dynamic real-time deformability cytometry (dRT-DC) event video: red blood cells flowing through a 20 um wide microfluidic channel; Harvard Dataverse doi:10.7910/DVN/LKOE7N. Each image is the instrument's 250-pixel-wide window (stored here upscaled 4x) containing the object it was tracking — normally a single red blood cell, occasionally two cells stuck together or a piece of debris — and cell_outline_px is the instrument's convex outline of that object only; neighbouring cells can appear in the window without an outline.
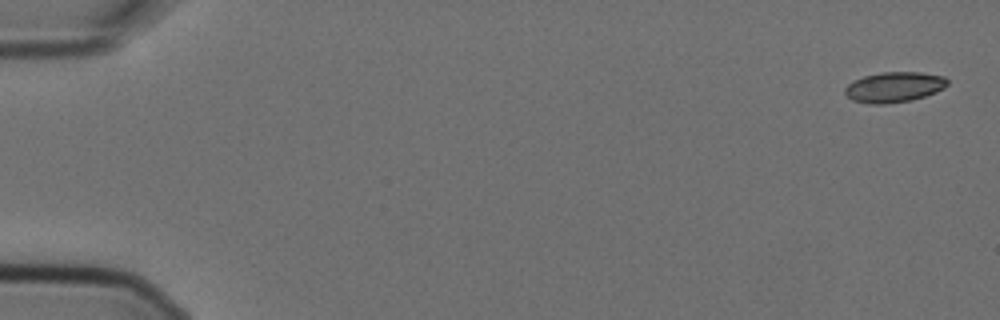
{"species": "Egyptian fruit bat (a non-hibernating species)", "species_latin": "Rousettus aegyptiacus", "temperature_condition": "cold", "stored_images_in_passage": 6, "camera_frame_rate_fps": 3000, "um_per_image_px": 0.085, "animal": {"sex": "female"}, "frame": {"image": 1, "passage_image": 1, "time_ms": 0.0, "image_size_px": [1000, 320], "cell_outline_px": [[948, 84], [944, 88], [936, 92], [912, 100], [884, 104], [868, 104], [852, 100], [844, 92], [844, 88], [848, 84], [864, 76], [880, 72], [920, 72], [944, 76], [948, 80]], "centroid_in_image_um": [76.01, 7.4], "position_along_channel_um": 9.0, "area_um2": 18.15}}
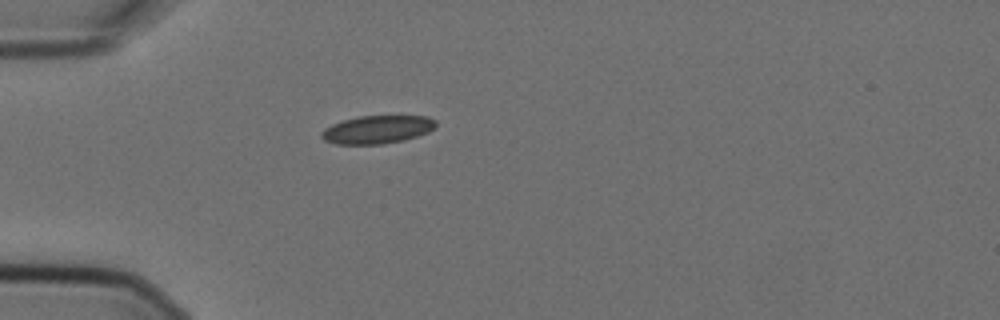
{"frame": {"image": 2, "passage_image": 5, "time_ms": 1.333, "image_size_px": [1000, 320], "cell_outline_px": [[436, 124], [428, 132], [404, 140], [380, 144], [336, 144], [324, 140], [320, 136], [320, 132], [324, 128], [332, 124], [344, 120], [360, 116], [428, 116], [436, 120]], "centroid_in_image_um": [32.04, 11.01], "position_along_channel_um": 53.0, "area_um2": 18.61}}